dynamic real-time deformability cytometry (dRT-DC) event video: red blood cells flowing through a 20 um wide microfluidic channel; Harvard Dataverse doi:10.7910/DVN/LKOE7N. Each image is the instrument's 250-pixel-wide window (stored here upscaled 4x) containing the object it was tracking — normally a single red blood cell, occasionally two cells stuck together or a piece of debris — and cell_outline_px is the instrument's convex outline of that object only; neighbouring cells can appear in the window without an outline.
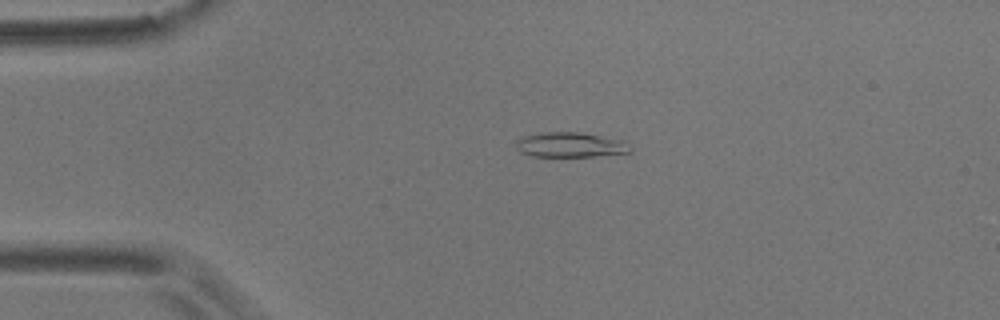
{"species": "common noctule bat (a hibernating species)", "species_latin": "Nyctalus noctula", "temperature_condition": "room temperature", "stored_images_in_passage": 1, "camera_frame_rate_fps": 3000, "um_per_image_px": 0.085, "animal": {"sex": "male", "body_mass_g": 17.9}, "frame": {"image": 1, "passage_image": 1, "time_ms": 0.0, "image_size_px": [1000, 320], "cell_outline_px": [[632, 152], [596, 156], [532, 156], [520, 152], [516, 148], [516, 140], [524, 136], [540, 132], [580, 132], [624, 140], [632, 148]], "centroid_in_image_um": [48.49, 12.3], "position_along_channel_um": 36.5, "area_um2": 16.7}}